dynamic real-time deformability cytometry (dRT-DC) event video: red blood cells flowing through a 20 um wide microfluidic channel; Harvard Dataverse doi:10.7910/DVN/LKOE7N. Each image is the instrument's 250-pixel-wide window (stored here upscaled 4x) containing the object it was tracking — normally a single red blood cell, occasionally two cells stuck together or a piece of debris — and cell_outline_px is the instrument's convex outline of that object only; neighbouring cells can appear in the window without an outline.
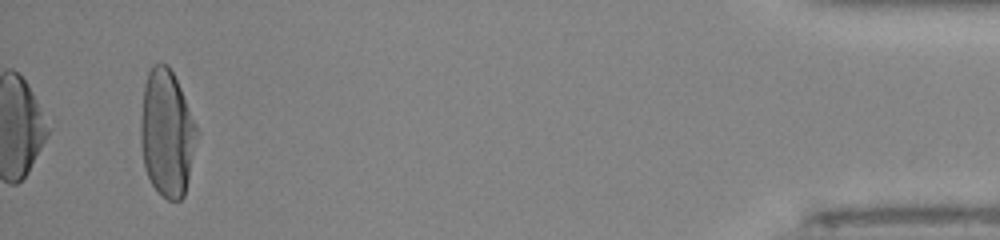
{"species": "human", "species_latin": "Homo sapiens", "temperature_condition": "room temperature", "stored_images_in_passage": 35, "camera_frame_rate_fps": 3000, "um_per_image_px": 0.085, "donor": {"sex": "male"}, "frame": {"image": 1, "passage_image": 35, "time_ms": 11.333, "image_size_px": [1000, 240], "cell_outline_px": [[200, 136], [184, 196], [180, 200], [168, 200], [152, 184], [144, 168], [140, 144], [140, 120], [144, 84], [148, 72], [152, 64], [160, 60], [168, 64], [180, 88], [200, 132]], "centroid_in_image_um": [14.2, 11.3], "position_along_channel_um": 421.0, "area_um2": 42.31}, "authors_computed_cell_mechanics": {"area_um2": 40.749, "velocity_mm_per_s": 4.0998, "shape_relaxation_time_tau1_ms": 3.4263, "shape_relaxation_time_tau2_ms": null, "deformation_change_tau1": 0.24, "deformation_change_tau2": null}}